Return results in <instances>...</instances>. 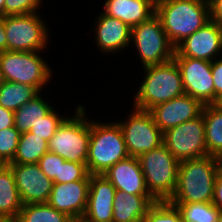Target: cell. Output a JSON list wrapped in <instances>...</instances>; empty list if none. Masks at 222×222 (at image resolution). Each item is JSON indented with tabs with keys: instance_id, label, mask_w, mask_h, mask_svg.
<instances>
[{
	"instance_id": "obj_19",
	"label": "cell",
	"mask_w": 222,
	"mask_h": 222,
	"mask_svg": "<svg viewBox=\"0 0 222 222\" xmlns=\"http://www.w3.org/2000/svg\"><path fill=\"white\" fill-rule=\"evenodd\" d=\"M97 19L95 38L101 51L114 53L128 47L132 31L129 25L104 12Z\"/></svg>"
},
{
	"instance_id": "obj_9",
	"label": "cell",
	"mask_w": 222,
	"mask_h": 222,
	"mask_svg": "<svg viewBox=\"0 0 222 222\" xmlns=\"http://www.w3.org/2000/svg\"><path fill=\"white\" fill-rule=\"evenodd\" d=\"M38 14L4 16L7 50L39 52L46 48L48 27Z\"/></svg>"
},
{
	"instance_id": "obj_6",
	"label": "cell",
	"mask_w": 222,
	"mask_h": 222,
	"mask_svg": "<svg viewBox=\"0 0 222 222\" xmlns=\"http://www.w3.org/2000/svg\"><path fill=\"white\" fill-rule=\"evenodd\" d=\"M71 118H65L49 140V152L67 161L86 163L91 136V121H86L82 105Z\"/></svg>"
},
{
	"instance_id": "obj_26",
	"label": "cell",
	"mask_w": 222,
	"mask_h": 222,
	"mask_svg": "<svg viewBox=\"0 0 222 222\" xmlns=\"http://www.w3.org/2000/svg\"><path fill=\"white\" fill-rule=\"evenodd\" d=\"M15 222H73V219L48 203H38L23 205Z\"/></svg>"
},
{
	"instance_id": "obj_40",
	"label": "cell",
	"mask_w": 222,
	"mask_h": 222,
	"mask_svg": "<svg viewBox=\"0 0 222 222\" xmlns=\"http://www.w3.org/2000/svg\"><path fill=\"white\" fill-rule=\"evenodd\" d=\"M4 4L5 0H0V16L4 17Z\"/></svg>"
},
{
	"instance_id": "obj_13",
	"label": "cell",
	"mask_w": 222,
	"mask_h": 222,
	"mask_svg": "<svg viewBox=\"0 0 222 222\" xmlns=\"http://www.w3.org/2000/svg\"><path fill=\"white\" fill-rule=\"evenodd\" d=\"M222 50V27L208 21L202 28L175 47L174 57H189L212 62Z\"/></svg>"
},
{
	"instance_id": "obj_12",
	"label": "cell",
	"mask_w": 222,
	"mask_h": 222,
	"mask_svg": "<svg viewBox=\"0 0 222 222\" xmlns=\"http://www.w3.org/2000/svg\"><path fill=\"white\" fill-rule=\"evenodd\" d=\"M179 68L185 94L205 104H214L212 62L189 57H174Z\"/></svg>"
},
{
	"instance_id": "obj_44",
	"label": "cell",
	"mask_w": 222,
	"mask_h": 222,
	"mask_svg": "<svg viewBox=\"0 0 222 222\" xmlns=\"http://www.w3.org/2000/svg\"><path fill=\"white\" fill-rule=\"evenodd\" d=\"M73 222H87L86 220H84L83 218L77 219V220H73Z\"/></svg>"
},
{
	"instance_id": "obj_17",
	"label": "cell",
	"mask_w": 222,
	"mask_h": 222,
	"mask_svg": "<svg viewBox=\"0 0 222 222\" xmlns=\"http://www.w3.org/2000/svg\"><path fill=\"white\" fill-rule=\"evenodd\" d=\"M116 189L104 175H90L88 202L83 219L87 222H112Z\"/></svg>"
},
{
	"instance_id": "obj_42",
	"label": "cell",
	"mask_w": 222,
	"mask_h": 222,
	"mask_svg": "<svg viewBox=\"0 0 222 222\" xmlns=\"http://www.w3.org/2000/svg\"><path fill=\"white\" fill-rule=\"evenodd\" d=\"M217 222H222V210H219Z\"/></svg>"
},
{
	"instance_id": "obj_27",
	"label": "cell",
	"mask_w": 222,
	"mask_h": 222,
	"mask_svg": "<svg viewBox=\"0 0 222 222\" xmlns=\"http://www.w3.org/2000/svg\"><path fill=\"white\" fill-rule=\"evenodd\" d=\"M38 93L33 86L4 81L0 87V106L16 111Z\"/></svg>"
},
{
	"instance_id": "obj_8",
	"label": "cell",
	"mask_w": 222,
	"mask_h": 222,
	"mask_svg": "<svg viewBox=\"0 0 222 222\" xmlns=\"http://www.w3.org/2000/svg\"><path fill=\"white\" fill-rule=\"evenodd\" d=\"M131 41L135 44L144 67L163 64L174 58L175 47L156 14L132 27Z\"/></svg>"
},
{
	"instance_id": "obj_35",
	"label": "cell",
	"mask_w": 222,
	"mask_h": 222,
	"mask_svg": "<svg viewBox=\"0 0 222 222\" xmlns=\"http://www.w3.org/2000/svg\"><path fill=\"white\" fill-rule=\"evenodd\" d=\"M214 83V104L222 97V58L212 61L211 65Z\"/></svg>"
},
{
	"instance_id": "obj_7",
	"label": "cell",
	"mask_w": 222,
	"mask_h": 222,
	"mask_svg": "<svg viewBox=\"0 0 222 222\" xmlns=\"http://www.w3.org/2000/svg\"><path fill=\"white\" fill-rule=\"evenodd\" d=\"M37 51H4L0 53V67L4 81L33 86L38 92L52 78L48 64Z\"/></svg>"
},
{
	"instance_id": "obj_29",
	"label": "cell",
	"mask_w": 222,
	"mask_h": 222,
	"mask_svg": "<svg viewBox=\"0 0 222 222\" xmlns=\"http://www.w3.org/2000/svg\"><path fill=\"white\" fill-rule=\"evenodd\" d=\"M142 222H183L180 210L169 201H156Z\"/></svg>"
},
{
	"instance_id": "obj_2",
	"label": "cell",
	"mask_w": 222,
	"mask_h": 222,
	"mask_svg": "<svg viewBox=\"0 0 222 222\" xmlns=\"http://www.w3.org/2000/svg\"><path fill=\"white\" fill-rule=\"evenodd\" d=\"M155 14L174 47L210 21L203 0H156Z\"/></svg>"
},
{
	"instance_id": "obj_3",
	"label": "cell",
	"mask_w": 222,
	"mask_h": 222,
	"mask_svg": "<svg viewBox=\"0 0 222 222\" xmlns=\"http://www.w3.org/2000/svg\"><path fill=\"white\" fill-rule=\"evenodd\" d=\"M146 74L137 94L134 108L149 111L157 104L184 95L182 77L172 59L163 64L144 67Z\"/></svg>"
},
{
	"instance_id": "obj_11",
	"label": "cell",
	"mask_w": 222,
	"mask_h": 222,
	"mask_svg": "<svg viewBox=\"0 0 222 222\" xmlns=\"http://www.w3.org/2000/svg\"><path fill=\"white\" fill-rule=\"evenodd\" d=\"M118 124L129 156L139 157L163 144V132L155 124L149 111L134 108L127 121H120Z\"/></svg>"
},
{
	"instance_id": "obj_5",
	"label": "cell",
	"mask_w": 222,
	"mask_h": 222,
	"mask_svg": "<svg viewBox=\"0 0 222 222\" xmlns=\"http://www.w3.org/2000/svg\"><path fill=\"white\" fill-rule=\"evenodd\" d=\"M138 159L150 195L156 201H169L177 187L180 162L164 144L141 154Z\"/></svg>"
},
{
	"instance_id": "obj_16",
	"label": "cell",
	"mask_w": 222,
	"mask_h": 222,
	"mask_svg": "<svg viewBox=\"0 0 222 222\" xmlns=\"http://www.w3.org/2000/svg\"><path fill=\"white\" fill-rule=\"evenodd\" d=\"M90 180L53 183L48 204L73 220L83 218L88 202Z\"/></svg>"
},
{
	"instance_id": "obj_21",
	"label": "cell",
	"mask_w": 222,
	"mask_h": 222,
	"mask_svg": "<svg viewBox=\"0 0 222 222\" xmlns=\"http://www.w3.org/2000/svg\"><path fill=\"white\" fill-rule=\"evenodd\" d=\"M155 202L151 195H134L116 190L112 222H142Z\"/></svg>"
},
{
	"instance_id": "obj_46",
	"label": "cell",
	"mask_w": 222,
	"mask_h": 222,
	"mask_svg": "<svg viewBox=\"0 0 222 222\" xmlns=\"http://www.w3.org/2000/svg\"><path fill=\"white\" fill-rule=\"evenodd\" d=\"M220 160V170L222 171V156L219 158Z\"/></svg>"
},
{
	"instance_id": "obj_20",
	"label": "cell",
	"mask_w": 222,
	"mask_h": 222,
	"mask_svg": "<svg viewBox=\"0 0 222 222\" xmlns=\"http://www.w3.org/2000/svg\"><path fill=\"white\" fill-rule=\"evenodd\" d=\"M156 0H106L104 13L133 26L155 14Z\"/></svg>"
},
{
	"instance_id": "obj_24",
	"label": "cell",
	"mask_w": 222,
	"mask_h": 222,
	"mask_svg": "<svg viewBox=\"0 0 222 222\" xmlns=\"http://www.w3.org/2000/svg\"><path fill=\"white\" fill-rule=\"evenodd\" d=\"M39 94L40 92L14 111V127L21 134L29 132L33 126L43 120L53 110V107L48 102L46 103Z\"/></svg>"
},
{
	"instance_id": "obj_14",
	"label": "cell",
	"mask_w": 222,
	"mask_h": 222,
	"mask_svg": "<svg viewBox=\"0 0 222 222\" xmlns=\"http://www.w3.org/2000/svg\"><path fill=\"white\" fill-rule=\"evenodd\" d=\"M15 177V183L23 205L47 203L53 181L35 164H7Z\"/></svg>"
},
{
	"instance_id": "obj_37",
	"label": "cell",
	"mask_w": 222,
	"mask_h": 222,
	"mask_svg": "<svg viewBox=\"0 0 222 222\" xmlns=\"http://www.w3.org/2000/svg\"><path fill=\"white\" fill-rule=\"evenodd\" d=\"M14 123V111L5 109L0 106V131L10 127H14Z\"/></svg>"
},
{
	"instance_id": "obj_33",
	"label": "cell",
	"mask_w": 222,
	"mask_h": 222,
	"mask_svg": "<svg viewBox=\"0 0 222 222\" xmlns=\"http://www.w3.org/2000/svg\"><path fill=\"white\" fill-rule=\"evenodd\" d=\"M42 0H5L4 16L25 15L37 12Z\"/></svg>"
},
{
	"instance_id": "obj_30",
	"label": "cell",
	"mask_w": 222,
	"mask_h": 222,
	"mask_svg": "<svg viewBox=\"0 0 222 222\" xmlns=\"http://www.w3.org/2000/svg\"><path fill=\"white\" fill-rule=\"evenodd\" d=\"M78 180H90L86 163H77L65 160L60 162L59 177H55L53 183H67Z\"/></svg>"
},
{
	"instance_id": "obj_32",
	"label": "cell",
	"mask_w": 222,
	"mask_h": 222,
	"mask_svg": "<svg viewBox=\"0 0 222 222\" xmlns=\"http://www.w3.org/2000/svg\"><path fill=\"white\" fill-rule=\"evenodd\" d=\"M64 119L55 110H52L43 120L33 126L29 132L49 142Z\"/></svg>"
},
{
	"instance_id": "obj_38",
	"label": "cell",
	"mask_w": 222,
	"mask_h": 222,
	"mask_svg": "<svg viewBox=\"0 0 222 222\" xmlns=\"http://www.w3.org/2000/svg\"><path fill=\"white\" fill-rule=\"evenodd\" d=\"M212 203L219 210H222V171L221 170L218 172L217 178L215 181V188H214Z\"/></svg>"
},
{
	"instance_id": "obj_43",
	"label": "cell",
	"mask_w": 222,
	"mask_h": 222,
	"mask_svg": "<svg viewBox=\"0 0 222 222\" xmlns=\"http://www.w3.org/2000/svg\"><path fill=\"white\" fill-rule=\"evenodd\" d=\"M222 109V97H220L216 103Z\"/></svg>"
},
{
	"instance_id": "obj_41",
	"label": "cell",
	"mask_w": 222,
	"mask_h": 222,
	"mask_svg": "<svg viewBox=\"0 0 222 222\" xmlns=\"http://www.w3.org/2000/svg\"><path fill=\"white\" fill-rule=\"evenodd\" d=\"M3 83H4V78L0 67V87L2 86Z\"/></svg>"
},
{
	"instance_id": "obj_10",
	"label": "cell",
	"mask_w": 222,
	"mask_h": 222,
	"mask_svg": "<svg viewBox=\"0 0 222 222\" xmlns=\"http://www.w3.org/2000/svg\"><path fill=\"white\" fill-rule=\"evenodd\" d=\"M163 144L179 162L209 155L203 115L163 132Z\"/></svg>"
},
{
	"instance_id": "obj_18",
	"label": "cell",
	"mask_w": 222,
	"mask_h": 222,
	"mask_svg": "<svg viewBox=\"0 0 222 222\" xmlns=\"http://www.w3.org/2000/svg\"><path fill=\"white\" fill-rule=\"evenodd\" d=\"M116 190L134 195H150L138 157L129 156L103 174Z\"/></svg>"
},
{
	"instance_id": "obj_4",
	"label": "cell",
	"mask_w": 222,
	"mask_h": 222,
	"mask_svg": "<svg viewBox=\"0 0 222 222\" xmlns=\"http://www.w3.org/2000/svg\"><path fill=\"white\" fill-rule=\"evenodd\" d=\"M129 157L118 122H91L86 166L90 175H103L117 162Z\"/></svg>"
},
{
	"instance_id": "obj_22",
	"label": "cell",
	"mask_w": 222,
	"mask_h": 222,
	"mask_svg": "<svg viewBox=\"0 0 222 222\" xmlns=\"http://www.w3.org/2000/svg\"><path fill=\"white\" fill-rule=\"evenodd\" d=\"M22 206L12 169L5 165L0 170V222L15 221Z\"/></svg>"
},
{
	"instance_id": "obj_36",
	"label": "cell",
	"mask_w": 222,
	"mask_h": 222,
	"mask_svg": "<svg viewBox=\"0 0 222 222\" xmlns=\"http://www.w3.org/2000/svg\"><path fill=\"white\" fill-rule=\"evenodd\" d=\"M210 21L222 27V0H211L209 2Z\"/></svg>"
},
{
	"instance_id": "obj_28",
	"label": "cell",
	"mask_w": 222,
	"mask_h": 222,
	"mask_svg": "<svg viewBox=\"0 0 222 222\" xmlns=\"http://www.w3.org/2000/svg\"><path fill=\"white\" fill-rule=\"evenodd\" d=\"M180 210L183 222H217L219 209L213 203H171Z\"/></svg>"
},
{
	"instance_id": "obj_25",
	"label": "cell",
	"mask_w": 222,
	"mask_h": 222,
	"mask_svg": "<svg viewBox=\"0 0 222 222\" xmlns=\"http://www.w3.org/2000/svg\"><path fill=\"white\" fill-rule=\"evenodd\" d=\"M49 151V142L31 132L20 135L17 150L9 164H35Z\"/></svg>"
},
{
	"instance_id": "obj_1",
	"label": "cell",
	"mask_w": 222,
	"mask_h": 222,
	"mask_svg": "<svg viewBox=\"0 0 222 222\" xmlns=\"http://www.w3.org/2000/svg\"><path fill=\"white\" fill-rule=\"evenodd\" d=\"M220 160L206 155L181 161L178 181L170 203H212Z\"/></svg>"
},
{
	"instance_id": "obj_23",
	"label": "cell",
	"mask_w": 222,
	"mask_h": 222,
	"mask_svg": "<svg viewBox=\"0 0 222 222\" xmlns=\"http://www.w3.org/2000/svg\"><path fill=\"white\" fill-rule=\"evenodd\" d=\"M202 115L205 122V140L210 156H222V109L217 104H205Z\"/></svg>"
},
{
	"instance_id": "obj_34",
	"label": "cell",
	"mask_w": 222,
	"mask_h": 222,
	"mask_svg": "<svg viewBox=\"0 0 222 222\" xmlns=\"http://www.w3.org/2000/svg\"><path fill=\"white\" fill-rule=\"evenodd\" d=\"M65 160L58 154L52 152H46L44 156L38 161L40 169L46 174V176L52 181L55 177H59L60 162Z\"/></svg>"
},
{
	"instance_id": "obj_15",
	"label": "cell",
	"mask_w": 222,
	"mask_h": 222,
	"mask_svg": "<svg viewBox=\"0 0 222 222\" xmlns=\"http://www.w3.org/2000/svg\"><path fill=\"white\" fill-rule=\"evenodd\" d=\"M204 104L190 95L184 94L152 107L155 124L165 132L202 114Z\"/></svg>"
},
{
	"instance_id": "obj_39",
	"label": "cell",
	"mask_w": 222,
	"mask_h": 222,
	"mask_svg": "<svg viewBox=\"0 0 222 222\" xmlns=\"http://www.w3.org/2000/svg\"><path fill=\"white\" fill-rule=\"evenodd\" d=\"M7 51V39L5 35L4 17L0 16V53Z\"/></svg>"
},
{
	"instance_id": "obj_45",
	"label": "cell",
	"mask_w": 222,
	"mask_h": 222,
	"mask_svg": "<svg viewBox=\"0 0 222 222\" xmlns=\"http://www.w3.org/2000/svg\"><path fill=\"white\" fill-rule=\"evenodd\" d=\"M6 164L0 160V170L5 166Z\"/></svg>"
},
{
	"instance_id": "obj_31",
	"label": "cell",
	"mask_w": 222,
	"mask_h": 222,
	"mask_svg": "<svg viewBox=\"0 0 222 222\" xmlns=\"http://www.w3.org/2000/svg\"><path fill=\"white\" fill-rule=\"evenodd\" d=\"M21 133L10 127L0 131V160L6 165L9 164L16 153Z\"/></svg>"
}]
</instances>
